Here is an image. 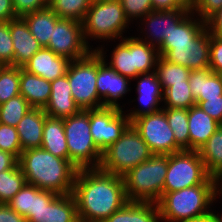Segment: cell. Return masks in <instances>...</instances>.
Returning a JSON list of instances; mask_svg holds the SVG:
<instances>
[{
  "instance_id": "obj_16",
  "label": "cell",
  "mask_w": 222,
  "mask_h": 222,
  "mask_svg": "<svg viewBox=\"0 0 222 222\" xmlns=\"http://www.w3.org/2000/svg\"><path fill=\"white\" fill-rule=\"evenodd\" d=\"M131 81L130 78L112 69L97 51L96 88L103 107H115L123 110L124 104L119 101L127 99L124 97L128 92L130 95L133 88Z\"/></svg>"
},
{
  "instance_id": "obj_12",
  "label": "cell",
  "mask_w": 222,
  "mask_h": 222,
  "mask_svg": "<svg viewBox=\"0 0 222 222\" xmlns=\"http://www.w3.org/2000/svg\"><path fill=\"white\" fill-rule=\"evenodd\" d=\"M161 57L190 70L209 68L210 31L207 26L189 43L161 44Z\"/></svg>"
},
{
  "instance_id": "obj_52",
  "label": "cell",
  "mask_w": 222,
  "mask_h": 222,
  "mask_svg": "<svg viewBox=\"0 0 222 222\" xmlns=\"http://www.w3.org/2000/svg\"><path fill=\"white\" fill-rule=\"evenodd\" d=\"M183 222H218L215 214V209L209 214H204L199 217L191 218Z\"/></svg>"
},
{
  "instance_id": "obj_40",
  "label": "cell",
  "mask_w": 222,
  "mask_h": 222,
  "mask_svg": "<svg viewBox=\"0 0 222 222\" xmlns=\"http://www.w3.org/2000/svg\"><path fill=\"white\" fill-rule=\"evenodd\" d=\"M0 150L13 154L19 159L23 150L16 127L0 123Z\"/></svg>"
},
{
  "instance_id": "obj_24",
  "label": "cell",
  "mask_w": 222,
  "mask_h": 222,
  "mask_svg": "<svg viewBox=\"0 0 222 222\" xmlns=\"http://www.w3.org/2000/svg\"><path fill=\"white\" fill-rule=\"evenodd\" d=\"M20 94L32 108H42L51 96V83L46 79L25 71L20 67Z\"/></svg>"
},
{
  "instance_id": "obj_54",
  "label": "cell",
  "mask_w": 222,
  "mask_h": 222,
  "mask_svg": "<svg viewBox=\"0 0 222 222\" xmlns=\"http://www.w3.org/2000/svg\"><path fill=\"white\" fill-rule=\"evenodd\" d=\"M221 198H222V189L219 191V193L217 195V199L222 200ZM215 214H216L217 221L222 222V212H220V211L218 212L215 209Z\"/></svg>"
},
{
  "instance_id": "obj_46",
  "label": "cell",
  "mask_w": 222,
  "mask_h": 222,
  "mask_svg": "<svg viewBox=\"0 0 222 222\" xmlns=\"http://www.w3.org/2000/svg\"><path fill=\"white\" fill-rule=\"evenodd\" d=\"M17 17L48 6V0H12Z\"/></svg>"
},
{
  "instance_id": "obj_37",
  "label": "cell",
  "mask_w": 222,
  "mask_h": 222,
  "mask_svg": "<svg viewBox=\"0 0 222 222\" xmlns=\"http://www.w3.org/2000/svg\"><path fill=\"white\" fill-rule=\"evenodd\" d=\"M20 67L0 66V104L20 95Z\"/></svg>"
},
{
  "instance_id": "obj_44",
  "label": "cell",
  "mask_w": 222,
  "mask_h": 222,
  "mask_svg": "<svg viewBox=\"0 0 222 222\" xmlns=\"http://www.w3.org/2000/svg\"><path fill=\"white\" fill-rule=\"evenodd\" d=\"M222 7V0H197L193 13L201 20L207 21Z\"/></svg>"
},
{
  "instance_id": "obj_34",
  "label": "cell",
  "mask_w": 222,
  "mask_h": 222,
  "mask_svg": "<svg viewBox=\"0 0 222 222\" xmlns=\"http://www.w3.org/2000/svg\"><path fill=\"white\" fill-rule=\"evenodd\" d=\"M32 109L28 101L20 94L0 104V123L17 127L23 117Z\"/></svg>"
},
{
  "instance_id": "obj_32",
  "label": "cell",
  "mask_w": 222,
  "mask_h": 222,
  "mask_svg": "<svg viewBox=\"0 0 222 222\" xmlns=\"http://www.w3.org/2000/svg\"><path fill=\"white\" fill-rule=\"evenodd\" d=\"M169 127L173 131L176 144L182 150H190L188 130V109L163 108Z\"/></svg>"
},
{
  "instance_id": "obj_20",
  "label": "cell",
  "mask_w": 222,
  "mask_h": 222,
  "mask_svg": "<svg viewBox=\"0 0 222 222\" xmlns=\"http://www.w3.org/2000/svg\"><path fill=\"white\" fill-rule=\"evenodd\" d=\"M51 96L44 112L50 117L65 118L77 114L80 109L72 95L67 74L51 81Z\"/></svg>"
},
{
  "instance_id": "obj_7",
  "label": "cell",
  "mask_w": 222,
  "mask_h": 222,
  "mask_svg": "<svg viewBox=\"0 0 222 222\" xmlns=\"http://www.w3.org/2000/svg\"><path fill=\"white\" fill-rule=\"evenodd\" d=\"M63 126L69 150V160L78 169L99 168L102 152L90 133V110L63 118Z\"/></svg>"
},
{
  "instance_id": "obj_5",
  "label": "cell",
  "mask_w": 222,
  "mask_h": 222,
  "mask_svg": "<svg viewBox=\"0 0 222 222\" xmlns=\"http://www.w3.org/2000/svg\"><path fill=\"white\" fill-rule=\"evenodd\" d=\"M117 42L119 43L114 44V48L111 47L112 51L108 52L111 53L109 56L107 55L110 47L108 43L106 45L104 43L96 49L112 69L131 80L139 74L155 71L156 63L160 57L158 48L138 39L136 34L135 36H125Z\"/></svg>"
},
{
  "instance_id": "obj_43",
  "label": "cell",
  "mask_w": 222,
  "mask_h": 222,
  "mask_svg": "<svg viewBox=\"0 0 222 222\" xmlns=\"http://www.w3.org/2000/svg\"><path fill=\"white\" fill-rule=\"evenodd\" d=\"M209 68L214 72L222 73V39L210 33Z\"/></svg>"
},
{
  "instance_id": "obj_28",
  "label": "cell",
  "mask_w": 222,
  "mask_h": 222,
  "mask_svg": "<svg viewBox=\"0 0 222 222\" xmlns=\"http://www.w3.org/2000/svg\"><path fill=\"white\" fill-rule=\"evenodd\" d=\"M198 153L204 162L207 172L220 180L222 178V125L200 147Z\"/></svg>"
},
{
  "instance_id": "obj_21",
  "label": "cell",
  "mask_w": 222,
  "mask_h": 222,
  "mask_svg": "<svg viewBox=\"0 0 222 222\" xmlns=\"http://www.w3.org/2000/svg\"><path fill=\"white\" fill-rule=\"evenodd\" d=\"M221 126L197 105L188 109L190 150L198 151Z\"/></svg>"
},
{
  "instance_id": "obj_14",
  "label": "cell",
  "mask_w": 222,
  "mask_h": 222,
  "mask_svg": "<svg viewBox=\"0 0 222 222\" xmlns=\"http://www.w3.org/2000/svg\"><path fill=\"white\" fill-rule=\"evenodd\" d=\"M130 124L129 118L119 108L90 109V133L102 153L121 137Z\"/></svg>"
},
{
  "instance_id": "obj_1",
  "label": "cell",
  "mask_w": 222,
  "mask_h": 222,
  "mask_svg": "<svg viewBox=\"0 0 222 222\" xmlns=\"http://www.w3.org/2000/svg\"><path fill=\"white\" fill-rule=\"evenodd\" d=\"M72 195L80 222H103L128 202L122 176L100 168L79 169Z\"/></svg>"
},
{
  "instance_id": "obj_30",
  "label": "cell",
  "mask_w": 222,
  "mask_h": 222,
  "mask_svg": "<svg viewBox=\"0 0 222 222\" xmlns=\"http://www.w3.org/2000/svg\"><path fill=\"white\" fill-rule=\"evenodd\" d=\"M206 21L190 12L178 25H173L170 34L162 44H182L192 41L204 28Z\"/></svg>"
},
{
  "instance_id": "obj_8",
  "label": "cell",
  "mask_w": 222,
  "mask_h": 222,
  "mask_svg": "<svg viewBox=\"0 0 222 222\" xmlns=\"http://www.w3.org/2000/svg\"><path fill=\"white\" fill-rule=\"evenodd\" d=\"M153 155L139 132L130 124L121 137L103 152L99 168L123 176Z\"/></svg>"
},
{
  "instance_id": "obj_15",
  "label": "cell",
  "mask_w": 222,
  "mask_h": 222,
  "mask_svg": "<svg viewBox=\"0 0 222 222\" xmlns=\"http://www.w3.org/2000/svg\"><path fill=\"white\" fill-rule=\"evenodd\" d=\"M134 81L136 82L134 85V88L136 87L134 91L137 93V96L134 97V99H136H130L127 103H124V109L126 110H122L129 118L130 123L136 118L156 113L163 109L164 91L155 72L139 74L136 78L132 79V82ZM133 102L138 103V105L134 104L131 106L134 109L131 108L130 110V108L127 109L125 107L126 104H131Z\"/></svg>"
},
{
  "instance_id": "obj_49",
  "label": "cell",
  "mask_w": 222,
  "mask_h": 222,
  "mask_svg": "<svg viewBox=\"0 0 222 222\" xmlns=\"http://www.w3.org/2000/svg\"><path fill=\"white\" fill-rule=\"evenodd\" d=\"M17 18L12 0H0V22H9Z\"/></svg>"
},
{
  "instance_id": "obj_41",
  "label": "cell",
  "mask_w": 222,
  "mask_h": 222,
  "mask_svg": "<svg viewBox=\"0 0 222 222\" xmlns=\"http://www.w3.org/2000/svg\"><path fill=\"white\" fill-rule=\"evenodd\" d=\"M56 193L39 189L34 186L33 211L26 219L27 222H45L46 205L55 197Z\"/></svg>"
},
{
  "instance_id": "obj_51",
  "label": "cell",
  "mask_w": 222,
  "mask_h": 222,
  "mask_svg": "<svg viewBox=\"0 0 222 222\" xmlns=\"http://www.w3.org/2000/svg\"><path fill=\"white\" fill-rule=\"evenodd\" d=\"M152 8L155 11H171L181 8L175 0H151Z\"/></svg>"
},
{
  "instance_id": "obj_42",
  "label": "cell",
  "mask_w": 222,
  "mask_h": 222,
  "mask_svg": "<svg viewBox=\"0 0 222 222\" xmlns=\"http://www.w3.org/2000/svg\"><path fill=\"white\" fill-rule=\"evenodd\" d=\"M14 49L10 35V21L0 22V66L13 63Z\"/></svg>"
},
{
  "instance_id": "obj_26",
  "label": "cell",
  "mask_w": 222,
  "mask_h": 222,
  "mask_svg": "<svg viewBox=\"0 0 222 222\" xmlns=\"http://www.w3.org/2000/svg\"><path fill=\"white\" fill-rule=\"evenodd\" d=\"M41 148L56 157L69 160V150L63 126V118L46 115Z\"/></svg>"
},
{
  "instance_id": "obj_53",
  "label": "cell",
  "mask_w": 222,
  "mask_h": 222,
  "mask_svg": "<svg viewBox=\"0 0 222 222\" xmlns=\"http://www.w3.org/2000/svg\"><path fill=\"white\" fill-rule=\"evenodd\" d=\"M176 3L183 9L193 12L197 4V0H175Z\"/></svg>"
},
{
  "instance_id": "obj_19",
  "label": "cell",
  "mask_w": 222,
  "mask_h": 222,
  "mask_svg": "<svg viewBox=\"0 0 222 222\" xmlns=\"http://www.w3.org/2000/svg\"><path fill=\"white\" fill-rule=\"evenodd\" d=\"M10 35L14 49L13 63L10 66L23 67L42 46L30 33L22 17L10 20Z\"/></svg>"
},
{
  "instance_id": "obj_36",
  "label": "cell",
  "mask_w": 222,
  "mask_h": 222,
  "mask_svg": "<svg viewBox=\"0 0 222 222\" xmlns=\"http://www.w3.org/2000/svg\"><path fill=\"white\" fill-rule=\"evenodd\" d=\"M195 105L189 84H173L164 91L163 108L189 109Z\"/></svg>"
},
{
  "instance_id": "obj_11",
  "label": "cell",
  "mask_w": 222,
  "mask_h": 222,
  "mask_svg": "<svg viewBox=\"0 0 222 222\" xmlns=\"http://www.w3.org/2000/svg\"><path fill=\"white\" fill-rule=\"evenodd\" d=\"M131 124L153 154L170 155L183 151L175 142L163 110L136 118Z\"/></svg>"
},
{
  "instance_id": "obj_13",
  "label": "cell",
  "mask_w": 222,
  "mask_h": 222,
  "mask_svg": "<svg viewBox=\"0 0 222 222\" xmlns=\"http://www.w3.org/2000/svg\"><path fill=\"white\" fill-rule=\"evenodd\" d=\"M46 48L70 61L83 58L93 50L85 41L82 23L64 18L57 20Z\"/></svg>"
},
{
  "instance_id": "obj_47",
  "label": "cell",
  "mask_w": 222,
  "mask_h": 222,
  "mask_svg": "<svg viewBox=\"0 0 222 222\" xmlns=\"http://www.w3.org/2000/svg\"><path fill=\"white\" fill-rule=\"evenodd\" d=\"M206 26L213 36L222 39V7L206 21Z\"/></svg>"
},
{
  "instance_id": "obj_27",
  "label": "cell",
  "mask_w": 222,
  "mask_h": 222,
  "mask_svg": "<svg viewBox=\"0 0 222 222\" xmlns=\"http://www.w3.org/2000/svg\"><path fill=\"white\" fill-rule=\"evenodd\" d=\"M27 23L30 33L42 47H47L55 27L58 15L49 7H45L22 16Z\"/></svg>"
},
{
  "instance_id": "obj_55",
  "label": "cell",
  "mask_w": 222,
  "mask_h": 222,
  "mask_svg": "<svg viewBox=\"0 0 222 222\" xmlns=\"http://www.w3.org/2000/svg\"><path fill=\"white\" fill-rule=\"evenodd\" d=\"M220 182V186H221V189H222V178L219 180Z\"/></svg>"
},
{
  "instance_id": "obj_22",
  "label": "cell",
  "mask_w": 222,
  "mask_h": 222,
  "mask_svg": "<svg viewBox=\"0 0 222 222\" xmlns=\"http://www.w3.org/2000/svg\"><path fill=\"white\" fill-rule=\"evenodd\" d=\"M46 113L42 108H32L18 123L17 132L22 150L41 148Z\"/></svg>"
},
{
  "instance_id": "obj_45",
  "label": "cell",
  "mask_w": 222,
  "mask_h": 222,
  "mask_svg": "<svg viewBox=\"0 0 222 222\" xmlns=\"http://www.w3.org/2000/svg\"><path fill=\"white\" fill-rule=\"evenodd\" d=\"M196 105L222 125V96L206 99V101H196Z\"/></svg>"
},
{
  "instance_id": "obj_2",
  "label": "cell",
  "mask_w": 222,
  "mask_h": 222,
  "mask_svg": "<svg viewBox=\"0 0 222 222\" xmlns=\"http://www.w3.org/2000/svg\"><path fill=\"white\" fill-rule=\"evenodd\" d=\"M18 165L28 184L57 195L72 193L79 170L70 160L56 157L43 148L22 151Z\"/></svg>"
},
{
  "instance_id": "obj_31",
  "label": "cell",
  "mask_w": 222,
  "mask_h": 222,
  "mask_svg": "<svg viewBox=\"0 0 222 222\" xmlns=\"http://www.w3.org/2000/svg\"><path fill=\"white\" fill-rule=\"evenodd\" d=\"M163 91L173 84H189L190 69L159 57L155 71Z\"/></svg>"
},
{
  "instance_id": "obj_18",
  "label": "cell",
  "mask_w": 222,
  "mask_h": 222,
  "mask_svg": "<svg viewBox=\"0 0 222 222\" xmlns=\"http://www.w3.org/2000/svg\"><path fill=\"white\" fill-rule=\"evenodd\" d=\"M70 63L69 59L58 56L51 49L42 47L22 68L51 82L66 75Z\"/></svg>"
},
{
  "instance_id": "obj_10",
  "label": "cell",
  "mask_w": 222,
  "mask_h": 222,
  "mask_svg": "<svg viewBox=\"0 0 222 222\" xmlns=\"http://www.w3.org/2000/svg\"><path fill=\"white\" fill-rule=\"evenodd\" d=\"M210 176L198 151L183 150L170 154L163 193L201 185Z\"/></svg>"
},
{
  "instance_id": "obj_39",
  "label": "cell",
  "mask_w": 222,
  "mask_h": 222,
  "mask_svg": "<svg viewBox=\"0 0 222 222\" xmlns=\"http://www.w3.org/2000/svg\"><path fill=\"white\" fill-rule=\"evenodd\" d=\"M125 17L136 25L144 16L153 11L151 0H120ZM136 20V21H135Z\"/></svg>"
},
{
  "instance_id": "obj_17",
  "label": "cell",
  "mask_w": 222,
  "mask_h": 222,
  "mask_svg": "<svg viewBox=\"0 0 222 222\" xmlns=\"http://www.w3.org/2000/svg\"><path fill=\"white\" fill-rule=\"evenodd\" d=\"M190 12L185 9L151 11L135 25L137 38L158 48L170 34L173 25H178ZM139 25V26H138Z\"/></svg>"
},
{
  "instance_id": "obj_29",
  "label": "cell",
  "mask_w": 222,
  "mask_h": 222,
  "mask_svg": "<svg viewBox=\"0 0 222 222\" xmlns=\"http://www.w3.org/2000/svg\"><path fill=\"white\" fill-rule=\"evenodd\" d=\"M45 222H80L72 193L57 195L46 205Z\"/></svg>"
},
{
  "instance_id": "obj_38",
  "label": "cell",
  "mask_w": 222,
  "mask_h": 222,
  "mask_svg": "<svg viewBox=\"0 0 222 222\" xmlns=\"http://www.w3.org/2000/svg\"><path fill=\"white\" fill-rule=\"evenodd\" d=\"M7 204L16 213L27 219L33 211L34 185L26 183Z\"/></svg>"
},
{
  "instance_id": "obj_3",
  "label": "cell",
  "mask_w": 222,
  "mask_h": 222,
  "mask_svg": "<svg viewBox=\"0 0 222 222\" xmlns=\"http://www.w3.org/2000/svg\"><path fill=\"white\" fill-rule=\"evenodd\" d=\"M221 190L217 178L210 176L203 184L163 193L156 202L161 222H183L209 214L215 209Z\"/></svg>"
},
{
  "instance_id": "obj_33",
  "label": "cell",
  "mask_w": 222,
  "mask_h": 222,
  "mask_svg": "<svg viewBox=\"0 0 222 222\" xmlns=\"http://www.w3.org/2000/svg\"><path fill=\"white\" fill-rule=\"evenodd\" d=\"M92 0H48V6L59 18L83 22Z\"/></svg>"
},
{
  "instance_id": "obj_4",
  "label": "cell",
  "mask_w": 222,
  "mask_h": 222,
  "mask_svg": "<svg viewBox=\"0 0 222 222\" xmlns=\"http://www.w3.org/2000/svg\"><path fill=\"white\" fill-rule=\"evenodd\" d=\"M83 33L86 43L96 50L102 44L116 42L127 36L132 30V25L124 14L120 0L93 1L82 22ZM131 26V28H129ZM125 34V35H124ZM91 41V42H90ZM92 41L97 45L94 46Z\"/></svg>"
},
{
  "instance_id": "obj_35",
  "label": "cell",
  "mask_w": 222,
  "mask_h": 222,
  "mask_svg": "<svg viewBox=\"0 0 222 222\" xmlns=\"http://www.w3.org/2000/svg\"><path fill=\"white\" fill-rule=\"evenodd\" d=\"M26 183L19 165L14 169L0 172V203L7 204Z\"/></svg>"
},
{
  "instance_id": "obj_50",
  "label": "cell",
  "mask_w": 222,
  "mask_h": 222,
  "mask_svg": "<svg viewBox=\"0 0 222 222\" xmlns=\"http://www.w3.org/2000/svg\"><path fill=\"white\" fill-rule=\"evenodd\" d=\"M18 166V159L6 151L0 150V172L11 170Z\"/></svg>"
},
{
  "instance_id": "obj_23",
  "label": "cell",
  "mask_w": 222,
  "mask_h": 222,
  "mask_svg": "<svg viewBox=\"0 0 222 222\" xmlns=\"http://www.w3.org/2000/svg\"><path fill=\"white\" fill-rule=\"evenodd\" d=\"M189 87L196 101L219 98L222 96L221 74L214 73L210 68L191 70Z\"/></svg>"
},
{
  "instance_id": "obj_9",
  "label": "cell",
  "mask_w": 222,
  "mask_h": 222,
  "mask_svg": "<svg viewBox=\"0 0 222 222\" xmlns=\"http://www.w3.org/2000/svg\"><path fill=\"white\" fill-rule=\"evenodd\" d=\"M71 95L80 110L103 107L96 88L97 50L87 56L71 61L67 70Z\"/></svg>"
},
{
  "instance_id": "obj_48",
  "label": "cell",
  "mask_w": 222,
  "mask_h": 222,
  "mask_svg": "<svg viewBox=\"0 0 222 222\" xmlns=\"http://www.w3.org/2000/svg\"><path fill=\"white\" fill-rule=\"evenodd\" d=\"M0 222H27L26 218L16 213L8 204L0 203Z\"/></svg>"
},
{
  "instance_id": "obj_25",
  "label": "cell",
  "mask_w": 222,
  "mask_h": 222,
  "mask_svg": "<svg viewBox=\"0 0 222 222\" xmlns=\"http://www.w3.org/2000/svg\"><path fill=\"white\" fill-rule=\"evenodd\" d=\"M103 222H161V216L154 202L128 201Z\"/></svg>"
},
{
  "instance_id": "obj_6",
  "label": "cell",
  "mask_w": 222,
  "mask_h": 222,
  "mask_svg": "<svg viewBox=\"0 0 222 222\" xmlns=\"http://www.w3.org/2000/svg\"><path fill=\"white\" fill-rule=\"evenodd\" d=\"M168 155L154 154L123 176L128 201L156 203L163 194Z\"/></svg>"
}]
</instances>
